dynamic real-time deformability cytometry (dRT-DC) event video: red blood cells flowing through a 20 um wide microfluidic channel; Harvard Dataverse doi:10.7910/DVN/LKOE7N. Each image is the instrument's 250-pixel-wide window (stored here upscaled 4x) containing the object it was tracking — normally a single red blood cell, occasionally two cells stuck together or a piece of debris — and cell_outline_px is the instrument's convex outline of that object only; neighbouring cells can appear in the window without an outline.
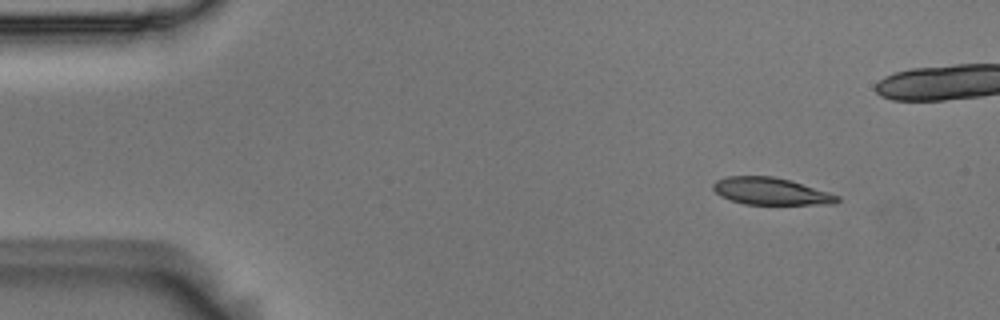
{"species": "Egyptian fruit bat (a non-hibernating species)", "species_latin": "Rousettus aegyptiacus", "temperature_condition": "room temperature", "stored_images_in_passage": 8, "camera_frame_rate_fps": 3000, "um_per_image_px": 0.085, "animal": {"sex": "male"}, "frame": {"image": 1, "passage_image": 1, "time_ms": 0.0, "image_size_px": [1000, 320], "cell_outline_px": [[840, 200], [836, 204], [744, 204], [720, 196], [712, 188], [712, 184], [716, 180], [728, 176], [772, 176], [788, 180], [828, 192], [840, 196]], "centroid_in_image_um": [65.5, 16.26], "position_along_channel_um": 19.5, "area_um2": 19.42}}
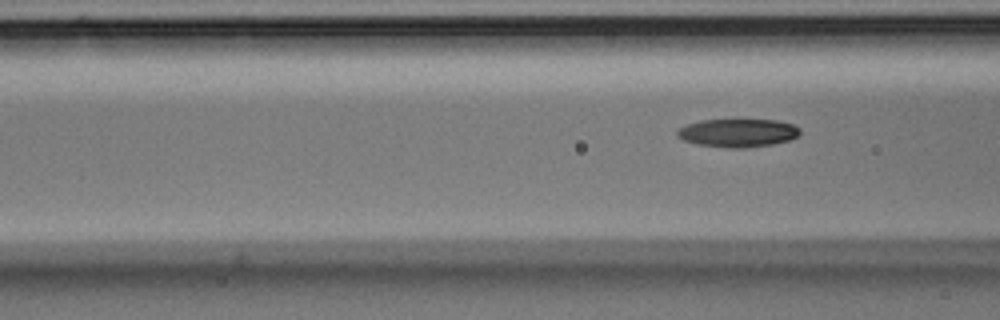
{"frame": {"image": 2, "passage_image": 6, "time_ms": 1.667, "image_size_px": [1000, 320], "cell_outline_px": [[800, 136], [788, 140], [772, 144], [744, 148], [728, 148], [696, 144], [684, 140], [676, 136], [676, 132], [680, 128], [688, 124], [700, 120], [776, 120], [792, 124], [800, 128]], "centroid_in_image_um": [62.72, 11.3], "position_along_channel_um": 103.9, "area_um2": 20.17}}